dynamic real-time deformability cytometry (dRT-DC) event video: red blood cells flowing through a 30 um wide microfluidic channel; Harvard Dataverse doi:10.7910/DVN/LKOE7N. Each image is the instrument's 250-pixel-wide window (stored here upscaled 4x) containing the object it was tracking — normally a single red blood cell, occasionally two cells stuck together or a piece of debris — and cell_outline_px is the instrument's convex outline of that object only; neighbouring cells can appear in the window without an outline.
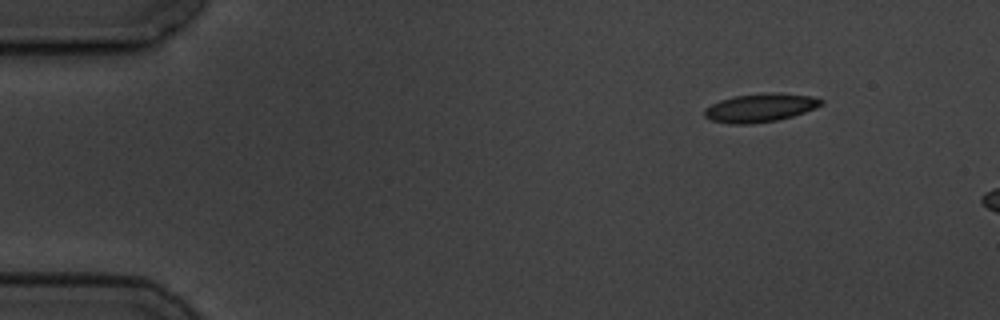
{"species": "common noctule bat (a hibernating species)", "species_latin": "Nyctalus noctula", "temperature_condition": "cold", "stored_images_in_passage": 3, "camera_frame_rate_fps": 3000, "um_per_image_px": 0.085, "animal": {"sex": "male", "body_mass_g": 19.5, "forearm_length_mm": 54.6}, "frame": {"image": 1, "passage_image": 1, "time_ms": 0.0, "image_size_px": [1000, 320], "cell_outline_px": [[824, 104], [816, 108], [792, 116], [776, 120], [748, 124], [728, 124], [712, 120], [704, 116], [704, 108], [720, 100], [736, 96], [776, 92], [780, 92], [812, 96], [824, 100]], "centroid_in_image_um": [64.64, 9.15], "position_along_channel_um": 20.4, "area_um2": 19.31}}